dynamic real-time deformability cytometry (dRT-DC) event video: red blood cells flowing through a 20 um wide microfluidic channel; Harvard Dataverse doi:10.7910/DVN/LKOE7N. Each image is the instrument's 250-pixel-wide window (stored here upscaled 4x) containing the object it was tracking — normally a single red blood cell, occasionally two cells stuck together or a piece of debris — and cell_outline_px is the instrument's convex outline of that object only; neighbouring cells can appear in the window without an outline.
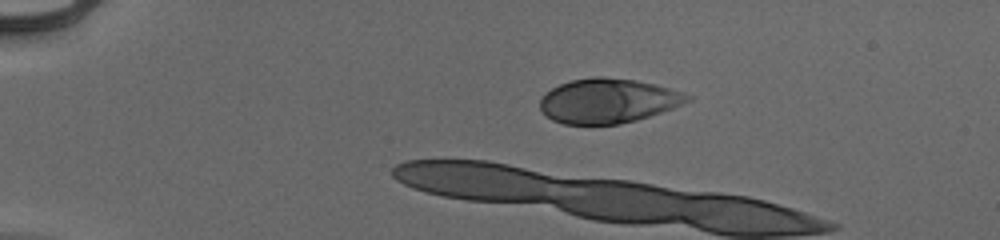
{"species": "human", "species_latin": "Homo sapiens", "temperature_condition": "cold", "stored_images_in_passage": 6, "camera_frame_rate_fps": 3000, "um_per_image_px": 0.085, "donor": {"sex": "male"}, "frame": {"image": 1, "passage_image": 1, "time_ms": 0.0, "image_size_px": [1000, 240], "cell_outline_px": [[692, 100], [672, 108], [636, 120], [620, 124], [564, 124], [552, 120], [540, 108], [540, 100], [552, 88], [560, 84], [572, 80], [592, 76], [604, 76], [636, 80], [684, 92], [692, 96]], "centroid_in_image_um": [51.69, 8.56], "position_along_channel_um": 33.3, "area_um2": 38.03}}